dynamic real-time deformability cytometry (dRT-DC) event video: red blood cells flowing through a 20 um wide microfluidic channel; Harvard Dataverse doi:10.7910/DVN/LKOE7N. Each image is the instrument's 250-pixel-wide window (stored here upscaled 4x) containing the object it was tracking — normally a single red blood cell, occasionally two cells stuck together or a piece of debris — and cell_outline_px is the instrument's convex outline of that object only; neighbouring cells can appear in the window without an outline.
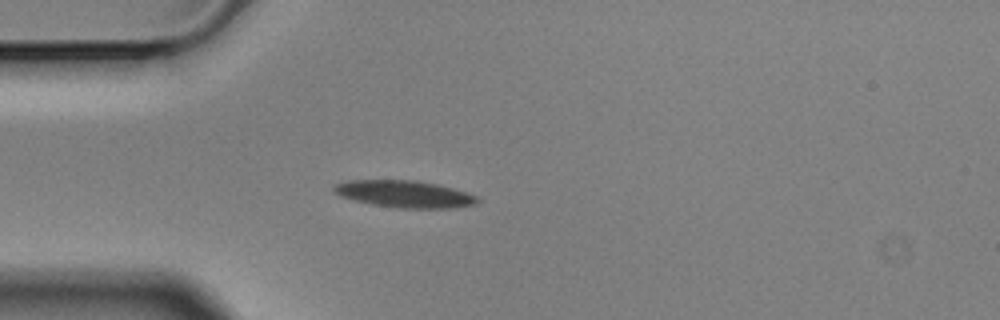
{"species": "Egyptian fruit bat (a non-hibernating species)", "species_latin": "Rousettus aegyptiacus", "temperature_condition": "cold", "stored_images_in_passage": 4, "camera_frame_rate_fps": 3000, "um_per_image_px": 0.085, "animal": {"sex": "male"}, "frame": {"image": 1, "passage_image": 4, "time_ms": 1.0, "image_size_px": [1000, 320], "cell_outline_px": [[480, 200], [476, 204], [456, 208], [400, 208], [372, 204], [340, 196], [332, 192], [332, 184], [348, 180], [416, 180], [436, 184], [468, 192], [476, 196]], "centroid_in_image_um": [34.37, 16.48], "position_along_channel_um": 50.6, "area_um2": 22.72}}